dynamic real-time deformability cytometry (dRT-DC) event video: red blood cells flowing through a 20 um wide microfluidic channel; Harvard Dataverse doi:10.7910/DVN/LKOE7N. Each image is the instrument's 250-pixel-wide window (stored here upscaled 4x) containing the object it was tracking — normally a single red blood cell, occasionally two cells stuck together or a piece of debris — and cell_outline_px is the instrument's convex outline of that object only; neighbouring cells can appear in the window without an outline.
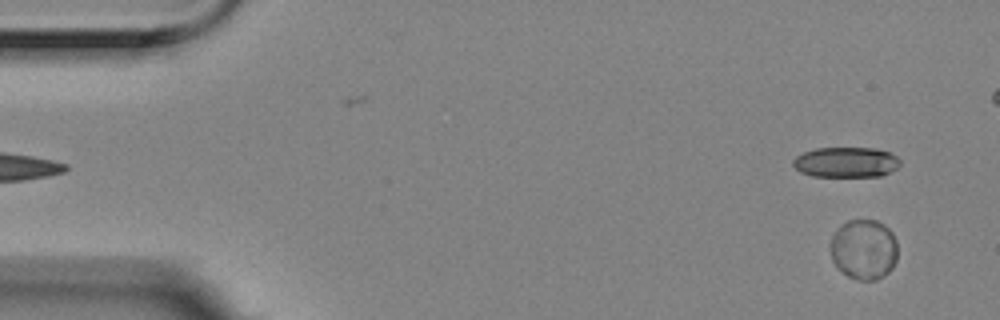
{"species": "Egyptian fruit bat (a non-hibernating species)", "species_latin": "Rousettus aegyptiacus", "temperature_condition": "room temperature", "stored_images_in_passage": 6, "camera_frame_rate_fps": 3000, "um_per_image_px": 0.085, "animal": {"sex": "female"}, "frame": {"image": 1, "passage_image": 6, "time_ms": 1.667, "image_size_px": [1000, 320], "cell_outline_px": [[896, 260], [892, 268], [888, 272], [876, 280], [856, 280], [848, 276], [836, 268], [832, 260], [832, 236], [848, 220], [876, 220], [884, 224], [892, 232], [896, 240]], "centroid_in_image_um": [73.44, 21.21], "position_along_channel_um": 11.6, "area_um2": 23.41}}